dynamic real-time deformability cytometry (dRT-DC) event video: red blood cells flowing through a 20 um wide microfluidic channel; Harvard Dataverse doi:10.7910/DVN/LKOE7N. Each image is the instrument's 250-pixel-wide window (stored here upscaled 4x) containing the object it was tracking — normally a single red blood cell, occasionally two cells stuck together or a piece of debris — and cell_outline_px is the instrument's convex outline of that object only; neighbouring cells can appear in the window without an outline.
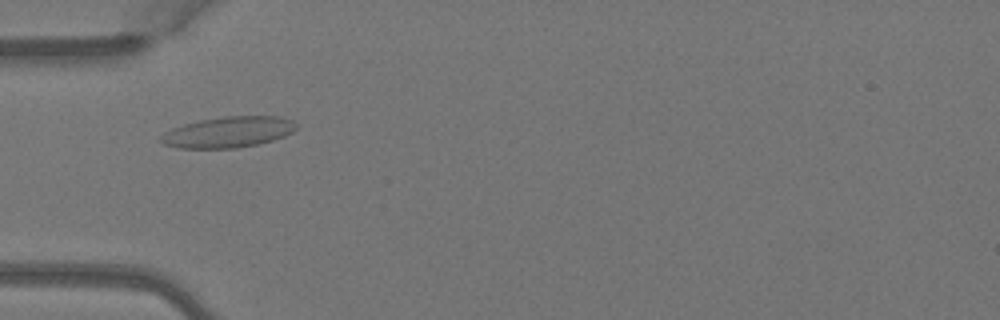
{"species": "Egyptian fruit bat (a non-hibernating species)", "species_latin": "Rousettus aegyptiacus", "temperature_condition": "warm", "stored_images_in_passage": 6, "camera_frame_rate_fps": 3000, "um_per_image_px": 0.085, "animal": {"sex": "female"}, "frame": {"image": 1, "passage_image": 4, "time_ms": 1.0, "image_size_px": [1000, 320], "cell_outline_px": [[296, 128], [292, 132], [284, 136], [272, 140], [256, 144], [236, 148], [180, 148], [164, 144], [160, 140], [160, 136], [164, 132], [172, 128], [184, 124], [200, 120], [224, 116], [280, 116], [292, 120], [296, 124]], "centroid_in_image_um": [19.39, 11.22], "position_along_channel_um": 65.6, "area_um2": 24.28}}
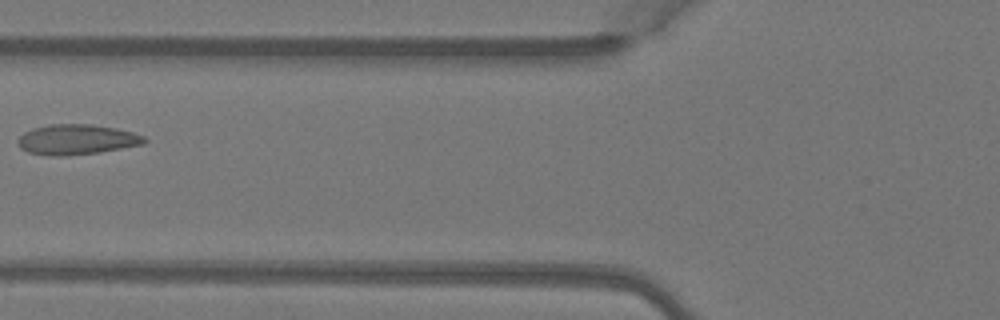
{"frame": {"image": 2, "passage_image": 5, "time_ms": 1.333, "image_size_px": [1000, 320], "cell_outline_px": [[148, 140], [144, 144], [100, 152], [68, 156], [48, 156], [28, 152], [20, 148], [16, 140], [24, 132], [32, 128], [48, 124], [92, 124], [116, 128], [132, 132], [144, 136]], "centroid_in_image_um": [6.5, 11.86], "position_along_channel_um": 119.3, "area_um2": 22.54}}
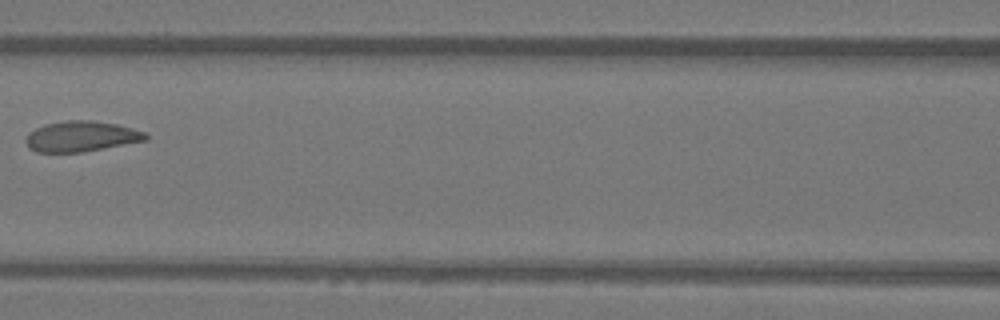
{"frame": {"image": 3, "passage_image": 6, "time_ms": 1.667, "image_size_px": [1000, 320], "cell_outline_px": [[148, 140], [84, 152], [36, 152], [28, 148], [24, 140], [28, 132], [44, 124], [68, 120], [92, 120], [116, 124], [132, 128], [144, 132], [148, 136]], "centroid_in_image_um": [6.88, 11.6], "position_along_channel_um": 159.7, "area_um2": 21.5}}